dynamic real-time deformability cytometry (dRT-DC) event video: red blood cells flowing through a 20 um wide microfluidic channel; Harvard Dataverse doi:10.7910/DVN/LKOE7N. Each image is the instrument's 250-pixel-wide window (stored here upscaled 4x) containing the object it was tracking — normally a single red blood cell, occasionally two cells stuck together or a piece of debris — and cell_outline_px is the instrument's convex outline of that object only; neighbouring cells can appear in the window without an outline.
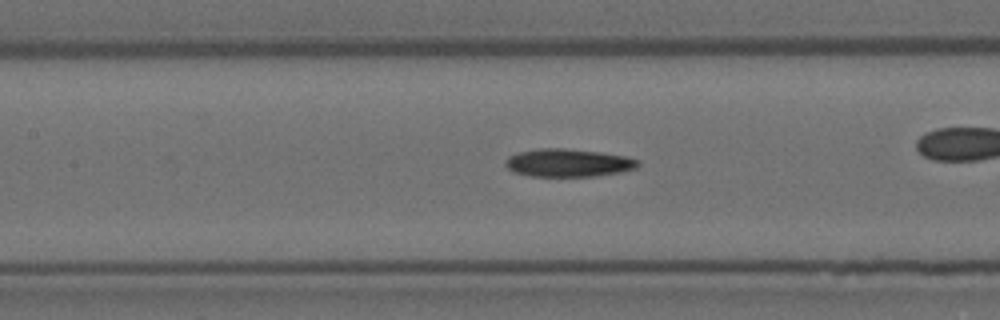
{"species": "Egyptian fruit bat (a non-hibernating species)", "species_latin": "Rousettus aegyptiacus", "temperature_condition": "room temperature", "stored_images_in_passage": 30, "camera_frame_rate_fps": 3000, "um_per_image_px": 0.085, "animal": {"sex": "female"}, "frame": {"image": 1, "passage_image": 9, "time_ms": 2.667, "image_size_px": [1000, 320], "cell_outline_px": [[640, 164], [636, 168], [620, 172], [596, 176], [532, 176], [512, 172], [504, 164], [504, 160], [508, 156], [520, 152], [540, 148], [564, 148], [600, 152], [624, 156], [640, 160]], "centroid_in_image_um": [48.28, 13.84], "position_along_channel_um": 159.1, "area_um2": 21.62}}
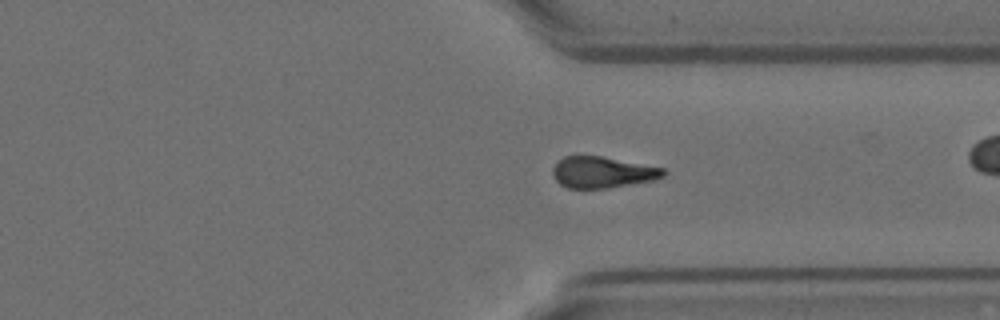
{"frame": {"image": 2, "passage_image": 26, "time_ms": 8.333, "image_size_px": [1000, 320], "cell_outline_px": [[668, 172], [664, 176], [652, 180], [608, 188], [568, 188], [560, 184], [556, 180], [552, 172], [552, 168], [556, 160], [564, 156], [600, 156], [664, 168]], "centroid_in_image_um": [51.17, 14.64], "position_along_channel_um": 360.2, "area_um2": 20.11}}